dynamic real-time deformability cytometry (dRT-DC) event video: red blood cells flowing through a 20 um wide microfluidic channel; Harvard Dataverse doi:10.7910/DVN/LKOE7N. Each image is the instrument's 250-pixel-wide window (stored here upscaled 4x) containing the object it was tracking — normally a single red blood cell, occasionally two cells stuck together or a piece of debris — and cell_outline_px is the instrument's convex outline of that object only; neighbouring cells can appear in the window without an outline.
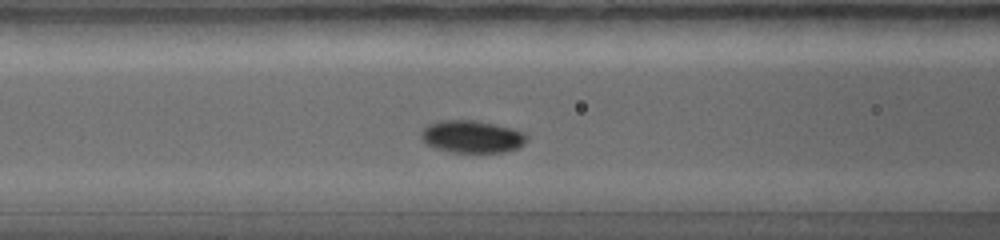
{"species": "common noctule bat (a hibernating species)", "species_latin": "Nyctalus noctula", "temperature_condition": "warm", "stored_images_in_passage": 34, "camera_frame_rate_fps": 5000, "um_per_image_px": 0.085, "animal": {"sex": "female", "body_mass_g": 19.0, "forearm_length_mm": 56.7}, "frame": {"image": 1, "passage_image": 12, "time_ms": 2.2, "image_size_px": [1000, 240], "cell_outline_px": [[528, 140], [524, 144], [516, 148], [504, 152], [452, 152], [436, 148], [428, 144], [420, 136], [420, 132], [428, 124], [436, 120], [476, 120], [496, 124], [512, 128], [524, 132], [528, 136]], "centroid_in_image_um": [40.13, 11.6], "position_along_channel_um": 126.5, "area_um2": 20.06}}
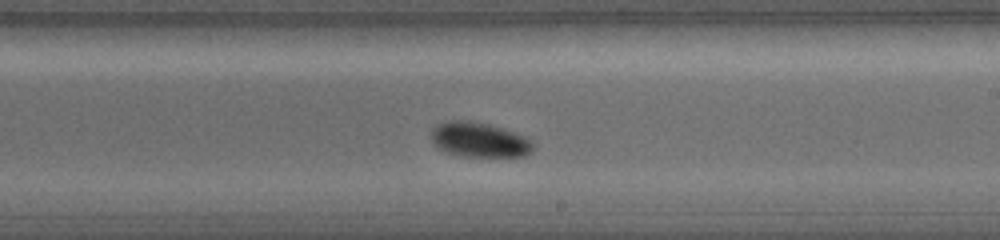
{"frame": {"image": 2, "passage_image": 21, "time_ms": 4.0, "image_size_px": [1000, 240], "cell_outline_px": [[536, 148], [532, 152], [524, 156], [460, 156], [448, 152], [432, 144], [432, 128], [436, 124], [448, 120], [472, 120], [504, 128], [524, 136]], "centroid_in_image_um": [40.72, 11.86], "position_along_channel_um": 248.3, "area_um2": 20.75}}
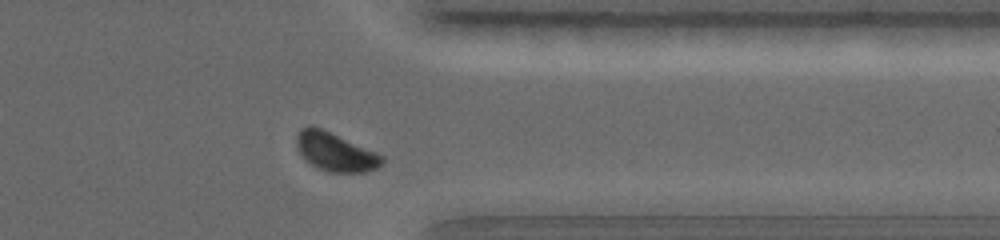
{"frame": {"image": 3, "passage_image": 31, "time_ms": 6.0, "image_size_px": [1000, 240], "cell_outline_px": [[384, 164], [376, 168], [364, 172], [328, 172], [312, 164], [300, 152], [296, 144], [296, 136], [300, 128], [308, 124], [312, 124], [376, 152], [384, 156]], "centroid_in_image_um": [28.51, 12.88], "position_along_channel_um": 382.9, "area_um2": 19.07}}